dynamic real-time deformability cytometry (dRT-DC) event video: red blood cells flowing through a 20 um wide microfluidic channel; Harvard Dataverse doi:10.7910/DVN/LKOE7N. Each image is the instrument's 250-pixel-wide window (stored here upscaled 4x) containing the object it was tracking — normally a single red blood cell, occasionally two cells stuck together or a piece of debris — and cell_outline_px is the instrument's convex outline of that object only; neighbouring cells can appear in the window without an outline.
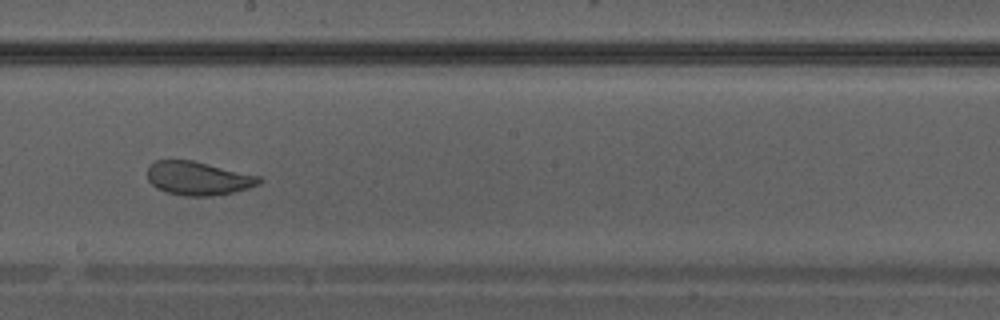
{"species": "Egyptian fruit bat (a non-hibernating species)", "species_latin": "Rousettus aegyptiacus", "temperature_condition": "warm", "stored_images_in_passage": 29, "camera_frame_rate_fps": 3000, "um_per_image_px": 0.085, "animal": {"sex": "male"}, "frame": {"image": 1, "passage_image": 13, "time_ms": 4.0, "image_size_px": [1000, 320], "cell_outline_px": [[264, 180], [260, 184], [248, 188], [232, 192], [208, 196], [184, 196], [168, 192], [156, 188], [148, 180], [148, 168], [156, 160], [192, 160], [260, 176]], "centroid_in_image_um": [16.86, 15.16], "position_along_channel_um": 231.3, "area_um2": 21.73}}